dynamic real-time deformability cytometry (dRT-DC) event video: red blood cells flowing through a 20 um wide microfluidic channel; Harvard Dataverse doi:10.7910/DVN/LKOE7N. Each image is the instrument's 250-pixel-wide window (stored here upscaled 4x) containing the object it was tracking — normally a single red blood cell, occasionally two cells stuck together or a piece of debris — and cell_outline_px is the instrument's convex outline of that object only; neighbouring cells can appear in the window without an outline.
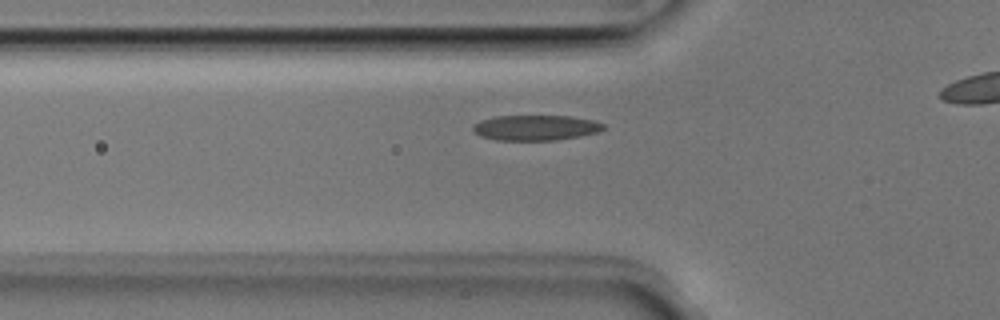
{"species": "Egyptian fruit bat (a non-hibernating species)", "species_latin": "Rousettus aegyptiacus", "temperature_condition": "room temperature", "stored_images_in_passage": 27, "camera_frame_rate_fps": 3000, "um_per_image_px": 0.085, "animal": {"sex": "male"}, "frame": {"image": 1, "passage_image": 2, "time_ms": 0.333, "image_size_px": [1000, 320], "cell_outline_px": [[604, 128], [600, 132], [580, 136], [556, 140], [496, 140], [480, 136], [472, 132], [472, 128], [480, 120], [496, 116], [572, 116], [596, 120], [604, 124]], "centroid_in_image_um": [45.55, 10.85], "position_along_channel_um": 80.2, "area_um2": 19.42}}
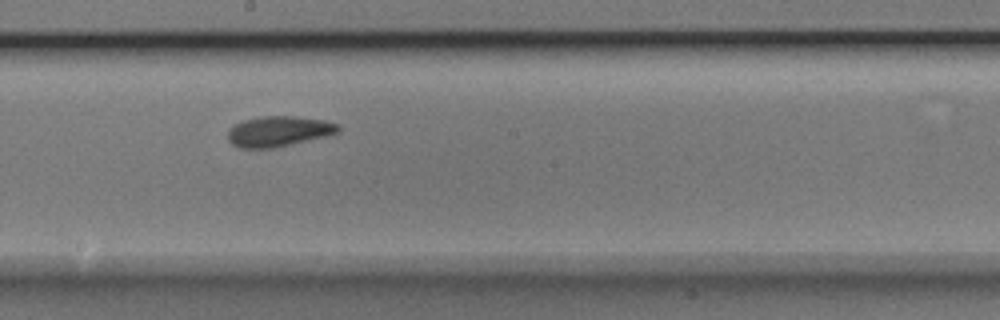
{"frame": {"image": 2, "passage_image": 13, "time_ms": 4.0, "image_size_px": [1000, 320], "cell_outline_px": [[340, 132], [328, 136], [272, 148], [240, 148], [232, 144], [228, 140], [228, 128], [232, 124], [244, 120], [264, 116], [296, 116], [324, 120], [340, 124]], "centroid_in_image_um": [23.69, 11.16], "position_along_channel_um": 224.5, "area_um2": 19.77}}
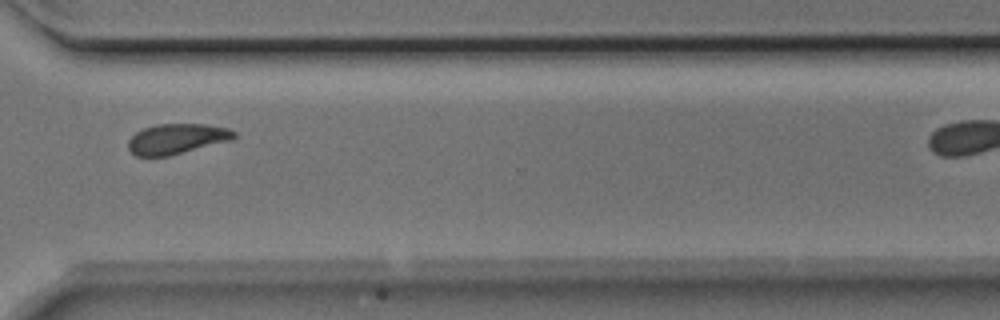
{"frame": {"image": 3, "passage_image": 23, "time_ms": 7.333, "image_size_px": [1000, 320], "cell_outline_px": [[236, 136], [232, 140], [168, 156], [136, 156], [128, 148], [128, 140], [136, 132], [144, 128], [156, 124], [204, 124], [228, 128], [236, 132]], "centroid_in_image_um": [15.03, 11.8], "position_along_channel_um": 355.6, "area_um2": 18.61}}